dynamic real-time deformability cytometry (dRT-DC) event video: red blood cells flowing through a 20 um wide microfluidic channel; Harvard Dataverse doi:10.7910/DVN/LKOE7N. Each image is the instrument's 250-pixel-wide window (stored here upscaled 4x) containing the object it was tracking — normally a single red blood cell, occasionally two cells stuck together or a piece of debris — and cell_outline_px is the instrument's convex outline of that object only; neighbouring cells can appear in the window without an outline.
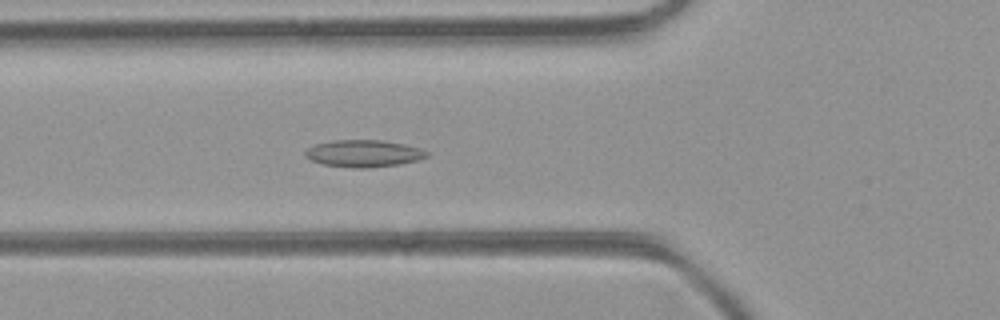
{"species": "common noctule bat (a hibernating species)", "species_latin": "Nyctalus noctula", "temperature_condition": "room temperature", "stored_images_in_passage": 42, "camera_frame_rate_fps": 3000, "um_per_image_px": 0.085, "animal": {"sex": "female", "body_mass_g": 21.9}, "frame": {"image": 1, "passage_image": 12, "time_ms": 3.667, "image_size_px": [1000, 320], "cell_outline_px": [[428, 156], [416, 160], [400, 164], [368, 168], [352, 168], [324, 164], [312, 160], [304, 156], [304, 152], [308, 148], [316, 144], [332, 140], [380, 140], [404, 144], [420, 148], [428, 152]], "centroid_in_image_um": [30.9, 13.04], "position_along_channel_um": 94.9, "area_um2": 19.07}}
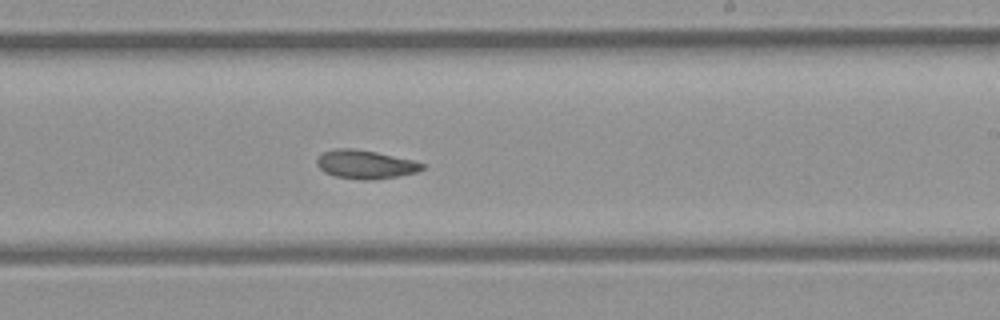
{"frame": {"image": 2, "passage_image": 23, "time_ms": 7.333, "image_size_px": [1000, 320], "cell_outline_px": [[424, 168], [416, 172], [400, 176], [376, 180], [360, 180], [336, 176], [324, 172], [316, 164], [316, 160], [324, 152], [336, 148], [352, 148], [376, 152], [412, 160], [424, 164]], "centroid_in_image_um": [31.05, 13.98], "position_along_channel_um": 257.9, "area_um2": 17.51}}
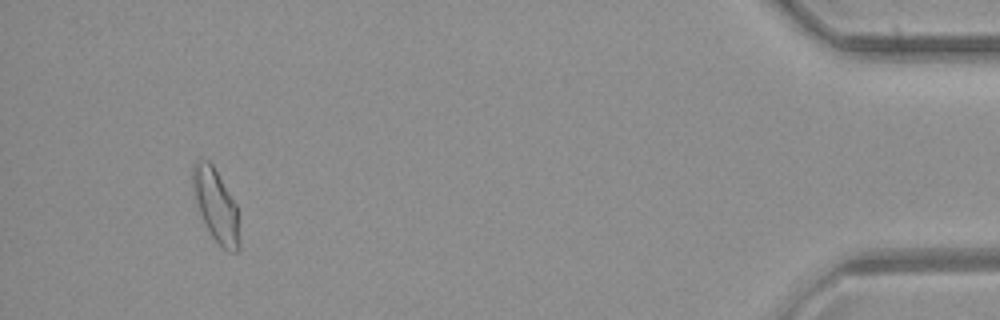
{"frame": {"image": 3, "passage_image": 39, "time_ms": 12.667, "image_size_px": [1000, 320], "cell_outline_px": [[240, 248], [236, 252], [228, 252], [212, 236], [200, 212], [196, 200], [192, 184], [192, 164], [196, 160], [208, 160], [212, 164], [236, 204], [240, 244]], "centroid_in_image_um": [18.36, 17.45], "position_along_channel_um": 416.8, "area_um2": 19.31}}